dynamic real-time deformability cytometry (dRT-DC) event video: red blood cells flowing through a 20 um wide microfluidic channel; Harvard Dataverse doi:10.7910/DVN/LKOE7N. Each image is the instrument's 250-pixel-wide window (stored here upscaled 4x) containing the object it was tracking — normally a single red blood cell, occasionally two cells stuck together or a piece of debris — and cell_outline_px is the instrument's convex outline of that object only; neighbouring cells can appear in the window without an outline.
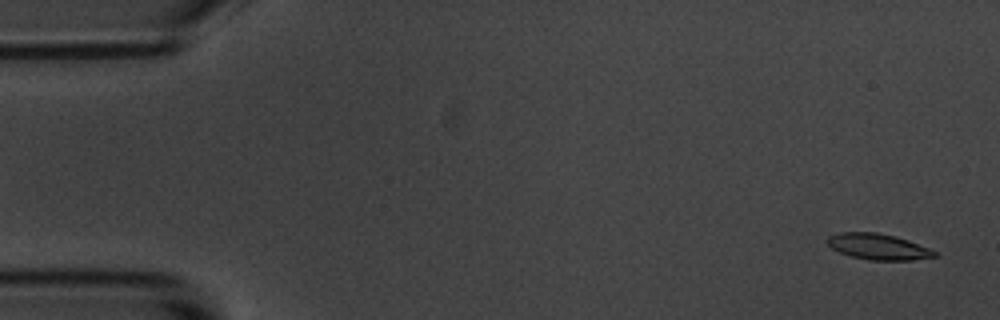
{"species": "common noctule bat (a hibernating species)", "species_latin": "Nyctalus noctula", "temperature_condition": "room temperature", "stored_images_in_passage": 11, "camera_frame_rate_fps": 3000, "um_per_image_px": 0.085, "animal": {"sex": "male", "body_mass_g": 20.1, "forearm_length_mm": 53.5}, "frame": {"image": 1, "passage_image": 1, "time_ms": 0.0, "image_size_px": [1000, 320], "cell_outline_px": [[936, 256], [912, 260], [868, 260], [852, 256], [840, 252], [832, 248], [824, 240], [828, 236], [840, 232], [876, 232], [896, 236], [908, 240], [928, 248], [936, 252]], "centroid_in_image_um": [74.6, 20.95], "position_along_channel_um": 10.4, "area_um2": 16.13}}
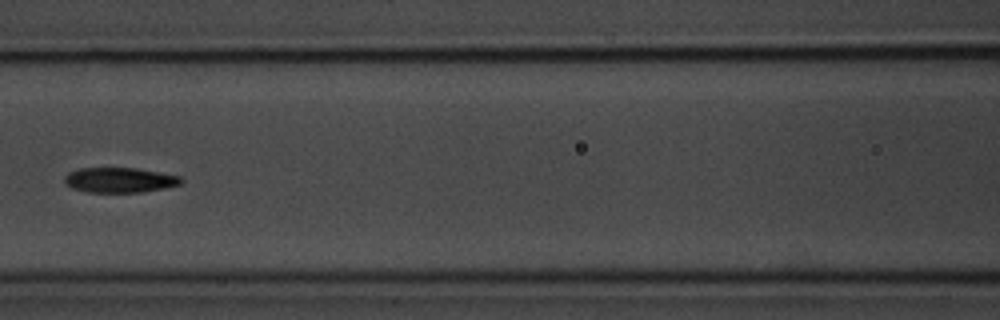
{"frame": {"image": 2, "passage_image": 7, "time_ms": 7.667, "image_size_px": [1000, 320], "cell_outline_px": [[184, 180], [180, 184], [164, 188], [140, 192], [88, 192], [72, 188], [64, 184], [64, 176], [68, 172], [80, 168], [136, 168], [160, 172], [180, 176]], "centroid_in_image_um": [10.14, 15.3], "position_along_channel_um": 156.5, "area_um2": 17.05}}
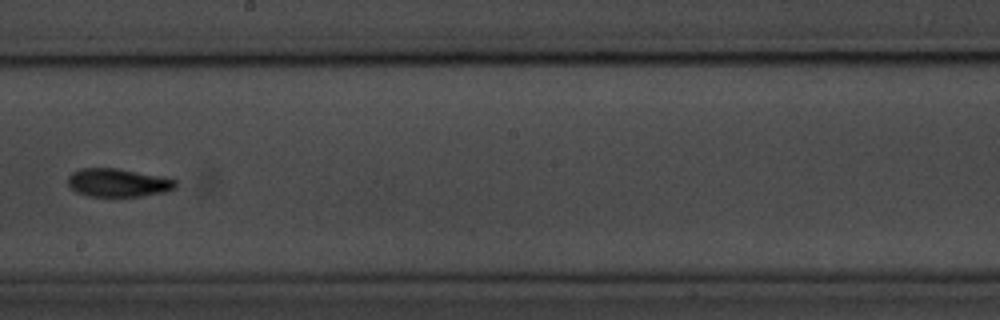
{"frame": {"image": 3, "passage_image": 9, "time_ms": 10.0, "image_size_px": [1000, 320], "cell_outline_px": [[176, 188], [168, 192], [140, 196], [88, 196], [76, 192], [68, 184], [68, 176], [72, 172], [80, 168], [116, 168], [160, 176], [176, 180]], "centroid_in_image_um": [10.03, 15.53], "position_along_channel_um": 238.2, "area_um2": 17.74}}